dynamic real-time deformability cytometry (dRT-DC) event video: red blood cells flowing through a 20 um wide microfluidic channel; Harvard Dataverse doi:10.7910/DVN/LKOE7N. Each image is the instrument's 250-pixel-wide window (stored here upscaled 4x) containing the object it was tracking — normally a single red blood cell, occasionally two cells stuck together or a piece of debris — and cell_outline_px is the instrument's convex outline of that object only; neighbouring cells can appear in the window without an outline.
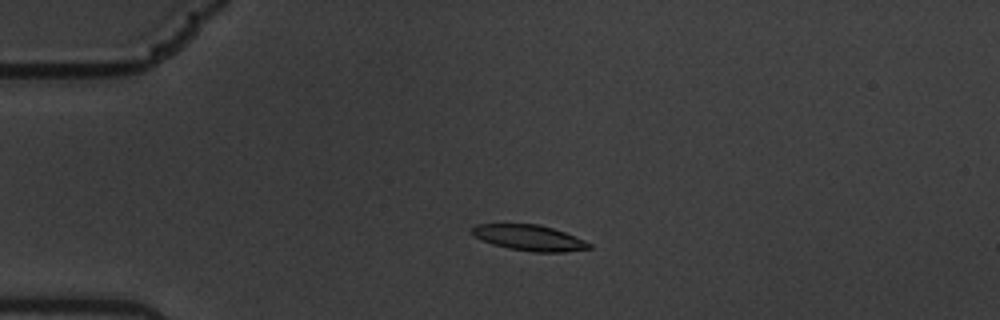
{"species": "common noctule bat (a hibernating species)", "species_latin": "Nyctalus noctula", "temperature_condition": "warm", "stored_images_in_passage": 61, "camera_frame_rate_fps": 3000, "um_per_image_px": 0.085, "animal": {"sex": "male", "body_mass_g": 19.5, "forearm_length_mm": 54.6}, "frame": {"image": 1, "passage_image": 15, "time_ms": 4.667, "image_size_px": [1000, 320], "cell_outline_px": [[592, 248], [564, 252], [532, 252], [508, 248], [492, 244], [480, 240], [472, 232], [472, 228], [476, 224], [540, 224], [564, 232], [584, 240], [592, 244]], "centroid_in_image_um": [45.0, 20.22], "position_along_channel_um": 40.0, "area_um2": 17.51}}
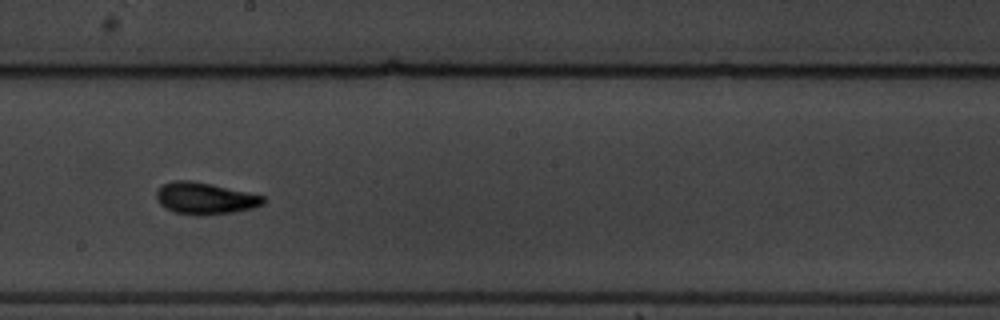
{"frame": {"image": 2, "passage_image": 35, "time_ms": 11.333, "image_size_px": [1000, 320], "cell_outline_px": [[264, 204], [252, 208], [232, 212], [200, 216], [196, 216], [176, 212], [160, 204], [156, 200], [156, 192], [164, 184], [176, 180], [188, 180], [212, 184], [264, 196]], "centroid_in_image_um": [17.42, 16.86], "position_along_channel_um": 230.8, "area_um2": 19.54}}
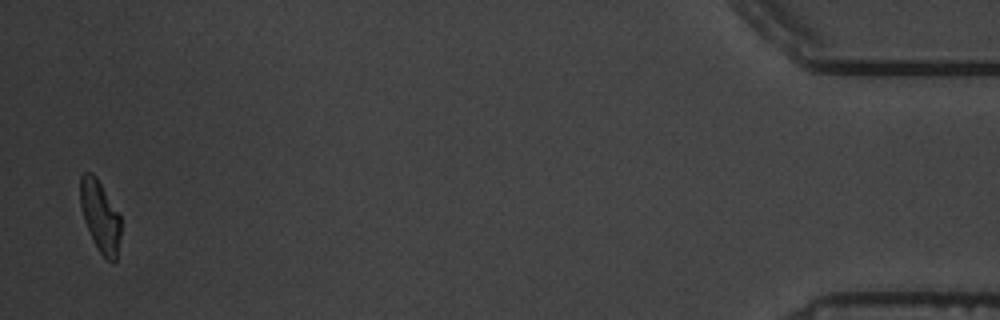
{"frame": {"image": 3, "passage_image": 60, "time_ms": 19.667, "image_size_px": [1000, 320], "cell_outline_px": [[120, 236], [116, 260], [112, 264], [100, 252], [84, 220], [80, 204], [80, 176], [84, 172], [92, 172], [96, 176], [120, 216]], "centroid_in_image_um": [8.5, 18.35], "position_along_channel_um": 426.7, "area_um2": 16.53}, "authors_computed_cell_mechanics": {"area_um2": 18.0336, "velocity_mm_per_s": 3.3549, "shape_relaxation_time_tau1_ms": 5.473, "shape_relaxation_time_tau2_ms": 2.9745, "deformation_change_tau1": 0.2006, "deformation_change_tau2": 0.0922}}